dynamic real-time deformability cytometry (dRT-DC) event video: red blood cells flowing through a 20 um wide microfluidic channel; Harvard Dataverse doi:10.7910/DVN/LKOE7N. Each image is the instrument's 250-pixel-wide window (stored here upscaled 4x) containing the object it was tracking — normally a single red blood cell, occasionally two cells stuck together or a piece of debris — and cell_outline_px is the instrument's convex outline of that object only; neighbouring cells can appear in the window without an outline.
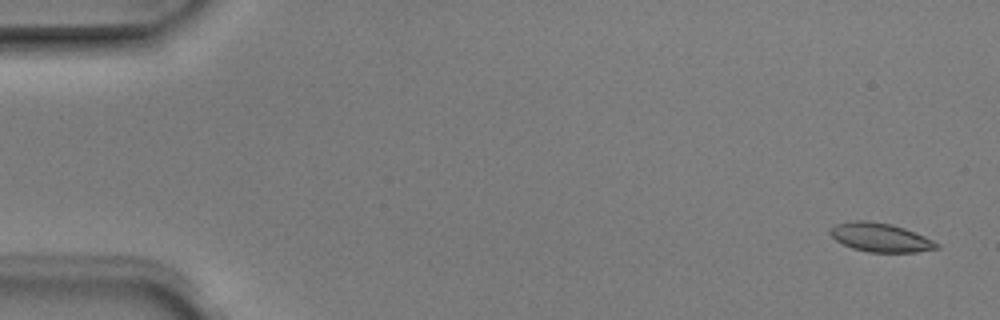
{"species": "Egyptian fruit bat (a non-hibernating species)", "species_latin": "Rousettus aegyptiacus", "temperature_condition": "room temperature", "stored_images_in_passage": 5, "segment_of_instrument_passage": [2, 2], "camera_frame_rate_fps": 3000, "um_per_image_px": 0.085, "animal": {"sex": "male"}, "frame": {"image": 1, "passage_image": 5, "time_ms": 1.333, "image_size_px": [1000, 320], "cell_outline_px": [[940, 248], [916, 252], [868, 252], [852, 248], [836, 240], [828, 232], [828, 228], [836, 224], [856, 220], [868, 220], [892, 224], [904, 228], [924, 236], [940, 244]], "centroid_in_image_um": [74.82, 20.18], "position_along_channel_um": 10.2, "area_um2": 17.92}}